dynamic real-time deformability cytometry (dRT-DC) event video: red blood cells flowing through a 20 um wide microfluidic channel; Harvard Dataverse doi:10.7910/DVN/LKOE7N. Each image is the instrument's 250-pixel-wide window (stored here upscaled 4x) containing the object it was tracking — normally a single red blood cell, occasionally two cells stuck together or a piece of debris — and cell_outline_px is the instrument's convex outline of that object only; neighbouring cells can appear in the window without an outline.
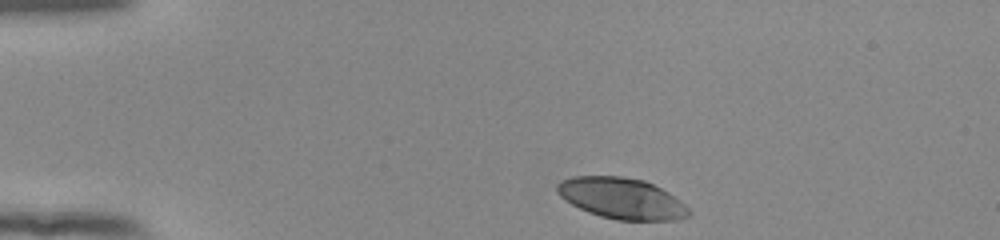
{"species": "human", "species_latin": "Homo sapiens", "temperature_condition": "room temperature", "stored_images_in_passage": 44, "camera_frame_rate_fps": 3000, "um_per_image_px": 0.085, "donor": {"sex": "female"}, "frame": {"image": 1, "passage_image": 1, "time_ms": 0.0, "image_size_px": [1000, 240], "cell_outline_px": [[692, 212], [688, 216], [680, 220], [616, 220], [600, 216], [588, 212], [572, 204], [560, 196], [556, 192], [556, 184], [560, 180], [572, 176], [624, 176], [644, 180], [668, 192], [680, 200]], "centroid_in_image_um": [52.83, 16.86], "position_along_channel_um": 32.2, "area_um2": 31.62}}
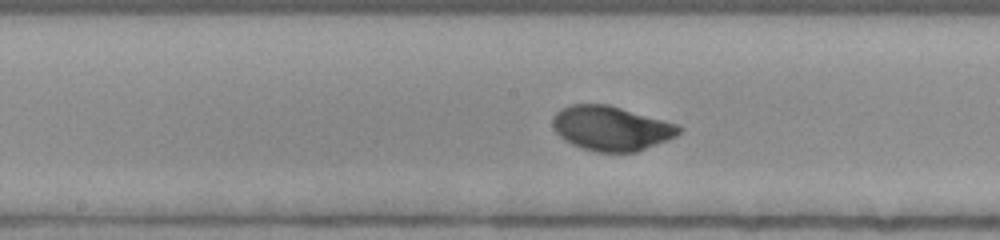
{"frame": {"image": 2, "passage_image": 19, "time_ms": 6.0, "image_size_px": [1000, 240], "cell_outline_px": [[684, 128], [676, 136], [668, 140], [636, 152], [596, 152], [580, 148], [564, 140], [556, 132], [552, 124], [552, 120], [556, 112], [560, 108], [572, 104], [608, 104], [680, 124]], "centroid_in_image_um": [51.97, 10.9], "position_along_channel_um": 196.2, "area_um2": 33.12}}
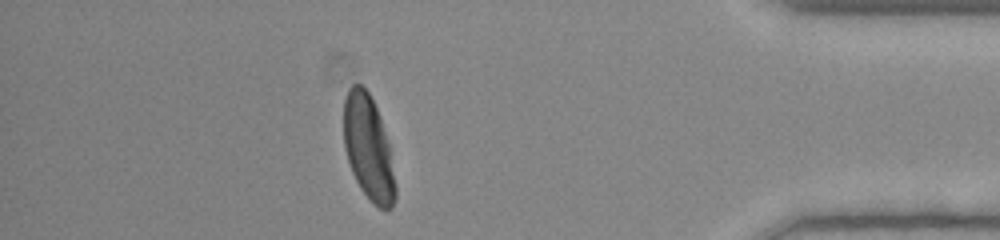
{"frame": {"image": 3, "passage_image": 38, "time_ms": 12.333, "image_size_px": [1000, 240], "cell_outline_px": [[396, 196], [392, 208], [380, 208], [372, 204], [360, 188], [352, 172], [344, 148], [344, 100], [348, 88], [352, 84], [360, 84], [368, 92], [376, 108], [388, 144], [396, 184]], "centroid_in_image_um": [31.29, 12.6], "position_along_channel_um": 403.9, "area_um2": 31.1}, "authors_computed_cell_mechanics": {"area_um2": 32.2813, "velocity_mm_per_s": 3.8612, "shape_relaxation_time_tau1_ms": 2.9722, "shape_relaxation_time_tau2_ms": null, "deformation_change_tau1": 0.1708, "deformation_change_tau2": null}}